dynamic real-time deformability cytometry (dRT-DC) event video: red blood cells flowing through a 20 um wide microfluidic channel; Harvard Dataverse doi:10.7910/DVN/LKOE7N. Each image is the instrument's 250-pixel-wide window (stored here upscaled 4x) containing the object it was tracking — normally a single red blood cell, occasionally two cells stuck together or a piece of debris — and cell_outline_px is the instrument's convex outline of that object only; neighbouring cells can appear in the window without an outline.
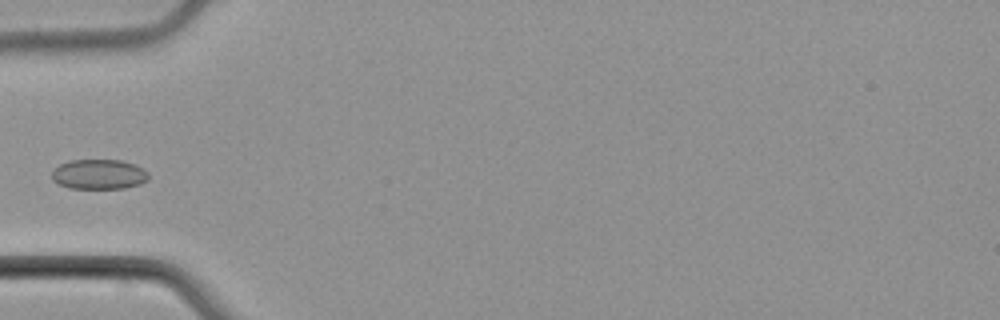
{"species": "common noctule bat (a hibernating species)", "species_latin": "Nyctalus noctula", "temperature_condition": "cold", "stored_images_in_passage": 4, "camera_frame_rate_fps": 3000, "um_per_image_px": 0.085, "animal": {"sex": "male", "body_mass_g": 21.5, "forearm_length_mm": 52.0}, "frame": {"image": 1, "passage_image": 4, "time_ms": 3.667, "image_size_px": [1000, 320], "cell_outline_px": [[148, 180], [140, 184], [124, 188], [68, 188], [52, 180], [52, 172], [60, 164], [68, 160], [120, 160], [136, 164], [148, 172]], "centroid_in_image_um": [8.42, 14.81], "position_along_channel_um": 76.6, "area_um2": 16.88}}